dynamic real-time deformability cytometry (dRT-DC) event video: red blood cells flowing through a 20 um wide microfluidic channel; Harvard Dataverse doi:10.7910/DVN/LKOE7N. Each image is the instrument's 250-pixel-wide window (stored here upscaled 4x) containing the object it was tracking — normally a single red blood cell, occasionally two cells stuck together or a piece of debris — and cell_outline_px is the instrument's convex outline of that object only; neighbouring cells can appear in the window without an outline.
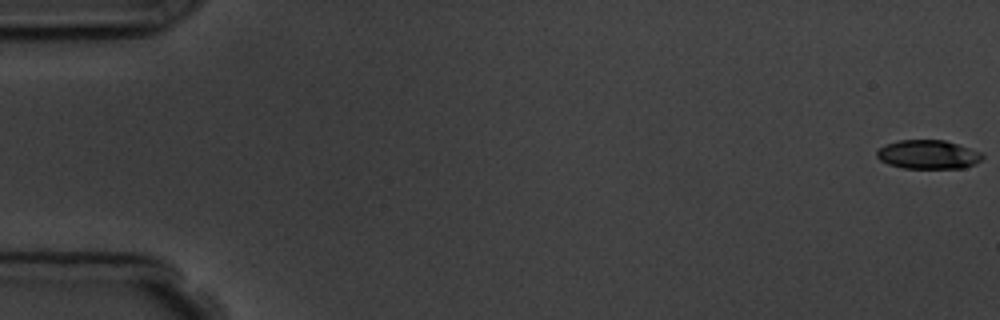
{"species": "common noctule bat (a hibernating species)", "species_latin": "Nyctalus noctula", "temperature_condition": "room temperature", "stored_images_in_passage": 9, "camera_frame_rate_fps": 3000, "um_per_image_px": 0.085, "animal": {"sex": "male", "body_mass_g": 19.5, "forearm_length_mm": 54.6}, "frame": {"image": 1, "passage_image": 1, "time_ms": 0.0, "image_size_px": [1000, 320], "cell_outline_px": [[984, 156], [980, 160], [964, 168], [904, 168], [888, 164], [880, 160], [876, 156], [876, 152], [884, 144], [900, 140], [944, 140], [980, 152]], "centroid_in_image_um": [78.84, 13.13], "position_along_channel_um": 6.2, "area_um2": 17.57}}
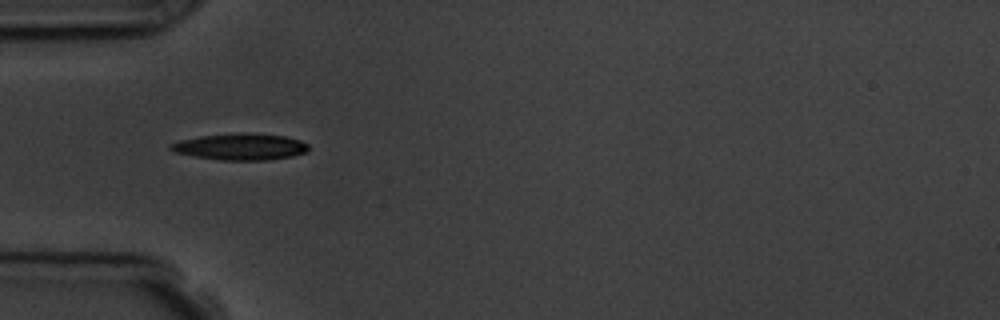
{"frame": {"image": 2, "passage_image": 6, "time_ms": 5.667, "image_size_px": [1000, 320], "cell_outline_px": [[308, 148], [304, 152], [292, 156], [268, 160], [224, 160], [196, 156], [176, 152], [168, 148], [168, 144], [180, 140], [200, 136], [240, 132], [244, 132], [284, 136], [300, 140], [308, 144]], "centroid_in_image_um": [20.42, 12.46], "position_along_channel_um": 64.6, "area_um2": 21.15}}